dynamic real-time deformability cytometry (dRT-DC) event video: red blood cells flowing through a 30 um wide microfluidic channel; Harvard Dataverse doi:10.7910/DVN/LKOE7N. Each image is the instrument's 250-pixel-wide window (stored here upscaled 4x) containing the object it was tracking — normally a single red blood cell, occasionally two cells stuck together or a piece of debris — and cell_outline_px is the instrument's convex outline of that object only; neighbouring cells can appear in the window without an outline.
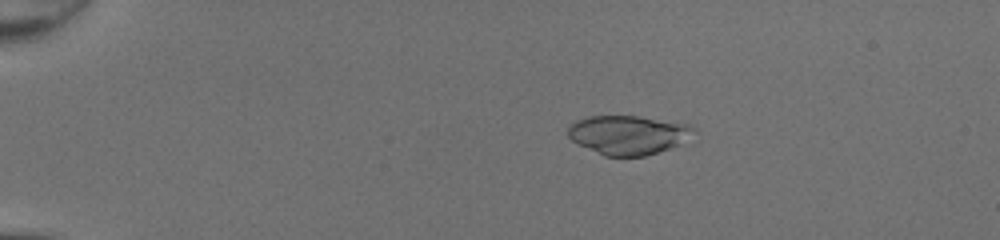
{"species": "common noctule bat (a hibernating species)", "species_latin": "Nyctalus noctula", "temperature_condition": "room temperature", "stored_images_in_passage": 50, "camera_frame_rate_fps": 3000, "um_per_image_px": 0.085, "animal": {"sex": "female", "body_mass_g": 20.0, "forearm_length_mm": 54.0}, "frame": {"image": 1, "passage_image": 11, "time_ms": 3.333, "image_size_px": [1000, 240], "cell_outline_px": [[700, 132], [692, 144], [644, 156], [604, 156], [572, 140], [568, 136], [568, 124], [576, 120], [588, 116], [636, 116], [692, 124]], "centroid_in_image_um": [53.6, 11.47], "position_along_channel_um": 31.4, "area_um2": 29.82}}
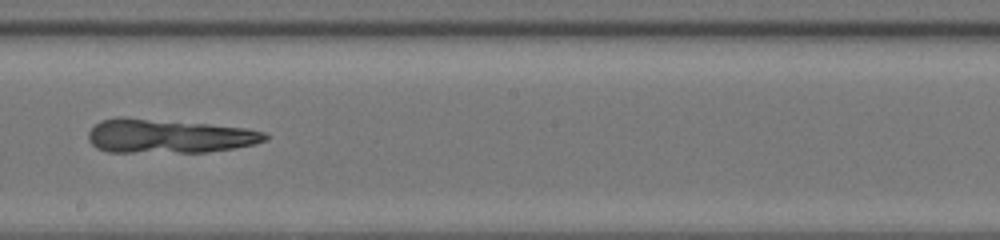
{"frame": {"image": 2, "passage_image": 31, "time_ms": 10.0, "image_size_px": [1000, 240], "cell_outline_px": [[268, 140], [256, 144], [232, 148], [204, 152], [108, 152], [96, 148], [88, 140], [88, 132], [100, 120], [116, 116], [124, 116], [208, 124], [244, 128], [264, 132], [268, 136]], "centroid_in_image_um": [14.28, 11.56], "position_along_channel_um": 233.9, "area_um2": 35.2}}
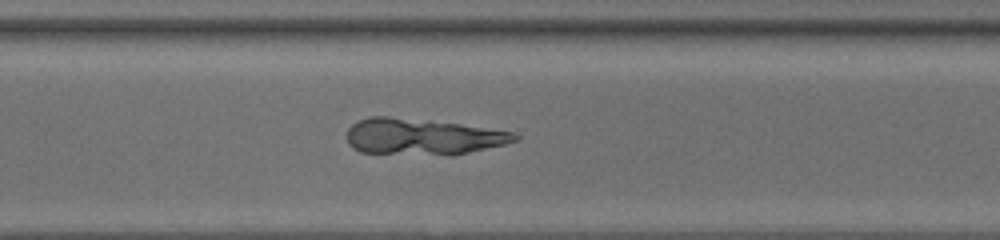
{"frame": {"image": 3, "passage_image": 38, "time_ms": 12.333, "image_size_px": [1000, 240], "cell_outline_px": [[520, 140], [504, 144], [452, 156], [448, 156], [360, 152], [352, 148], [348, 144], [348, 128], [356, 120], [372, 116], [388, 116], [460, 124], [512, 132], [520, 136]], "centroid_in_image_um": [35.89, 11.63], "position_along_channel_um": 334.7, "area_um2": 35.6}}